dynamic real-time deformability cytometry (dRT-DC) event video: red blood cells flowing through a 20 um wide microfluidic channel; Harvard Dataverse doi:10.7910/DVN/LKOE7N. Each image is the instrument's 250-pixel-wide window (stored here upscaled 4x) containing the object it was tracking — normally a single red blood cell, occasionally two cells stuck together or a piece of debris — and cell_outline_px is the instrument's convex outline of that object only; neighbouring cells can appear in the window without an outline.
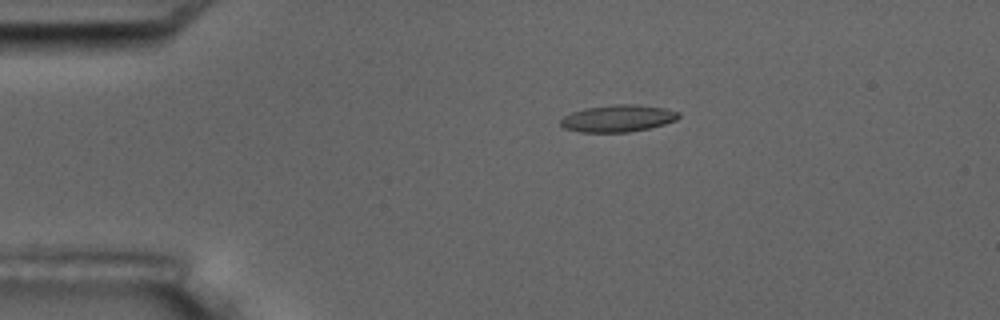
{"species": "common noctule bat (a hibernating species)", "species_latin": "Nyctalus noctula", "temperature_condition": "room temperature", "stored_images_in_passage": 10, "camera_frame_rate_fps": 3000, "um_per_image_px": 0.085, "animal": {"sex": "male", "body_mass_g": 17.5, "forearm_length_mm": 52.3}, "frame": {"image": 1, "passage_image": 2, "time_ms": 1.333, "image_size_px": [1000, 320], "cell_outline_px": [[680, 116], [676, 120], [664, 124], [648, 128], [628, 132], [580, 132], [564, 128], [560, 124], [560, 120], [564, 116], [572, 112], [584, 108], [612, 104], [636, 104], [664, 108], [680, 112]], "centroid_in_image_um": [52.51, 10.05], "position_along_channel_um": 32.5, "area_um2": 18.61}}
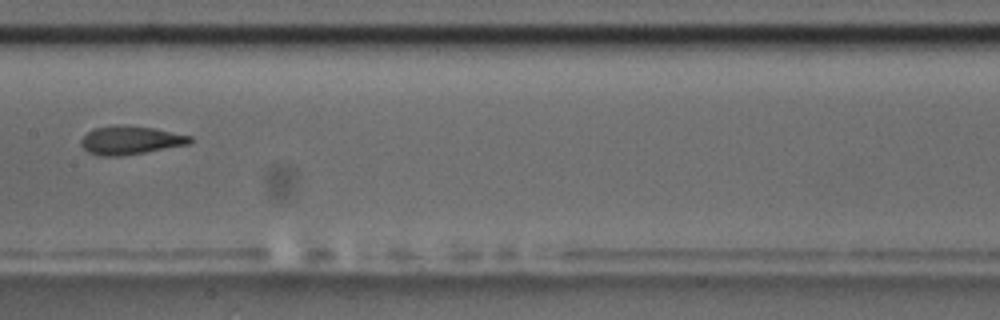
{"frame": {"image": 2, "passage_image": 7, "time_ms": 7.0, "image_size_px": [1000, 320], "cell_outline_px": [[192, 140], [188, 144], [144, 152], [120, 156], [96, 156], [88, 152], [80, 144], [80, 140], [92, 128], [112, 124], [120, 124], [156, 128], [192, 136]], "centroid_in_image_um": [11.04, 11.9], "position_along_channel_um": 196.4, "area_um2": 18.26}}
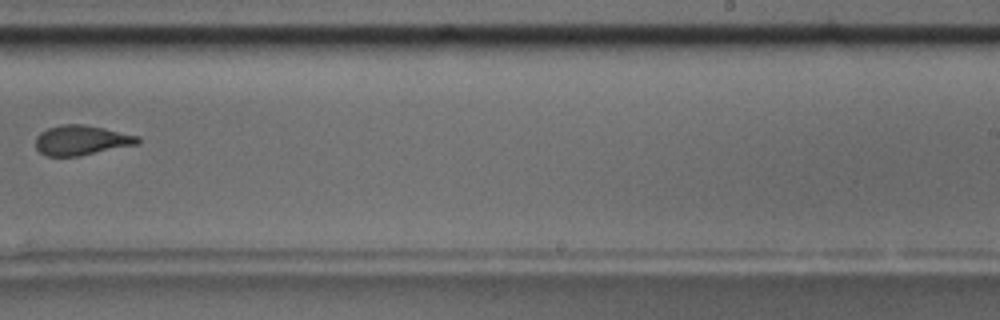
{"frame": {"image": 3, "passage_image": 9, "time_ms": 9.333, "image_size_px": [1000, 320], "cell_outline_px": [[140, 144], [80, 156], [48, 156], [40, 152], [36, 148], [36, 136], [40, 132], [48, 128], [60, 124], [84, 124], [104, 128], [140, 136]], "centroid_in_image_um": [6.95, 11.92], "position_along_channel_um": 282.1, "area_um2": 17.98}}